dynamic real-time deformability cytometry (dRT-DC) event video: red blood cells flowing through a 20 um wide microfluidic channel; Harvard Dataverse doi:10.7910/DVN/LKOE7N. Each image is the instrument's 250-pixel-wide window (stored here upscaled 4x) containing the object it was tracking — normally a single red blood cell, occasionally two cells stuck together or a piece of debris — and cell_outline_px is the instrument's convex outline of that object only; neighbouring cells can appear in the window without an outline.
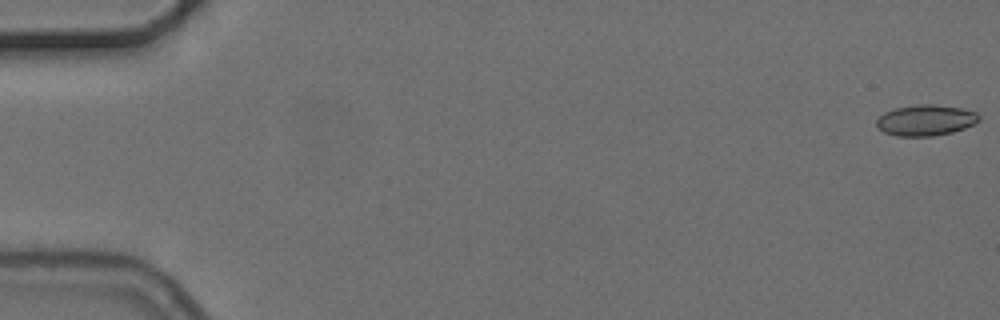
{"species": "common noctule bat (a hibernating species)", "species_latin": "Nyctalus noctula", "temperature_condition": "cold", "stored_images_in_passage": 4, "camera_frame_rate_fps": 3000, "um_per_image_px": 0.085, "animal": {"sex": "female", "body_mass_g": 24.6, "forearm_length_mm": 56.2}, "frame": {"image": 1, "passage_image": 1, "time_ms": 0.0, "image_size_px": [1000, 320], "cell_outline_px": [[980, 120], [976, 124], [952, 132], [932, 136], [896, 136], [884, 132], [876, 128], [876, 120], [884, 112], [896, 108], [920, 104], [932, 104], [960, 108], [976, 112], [980, 116]], "centroid_in_image_um": [78.68, 10.23], "position_along_channel_um": 6.3, "area_um2": 18.5}}